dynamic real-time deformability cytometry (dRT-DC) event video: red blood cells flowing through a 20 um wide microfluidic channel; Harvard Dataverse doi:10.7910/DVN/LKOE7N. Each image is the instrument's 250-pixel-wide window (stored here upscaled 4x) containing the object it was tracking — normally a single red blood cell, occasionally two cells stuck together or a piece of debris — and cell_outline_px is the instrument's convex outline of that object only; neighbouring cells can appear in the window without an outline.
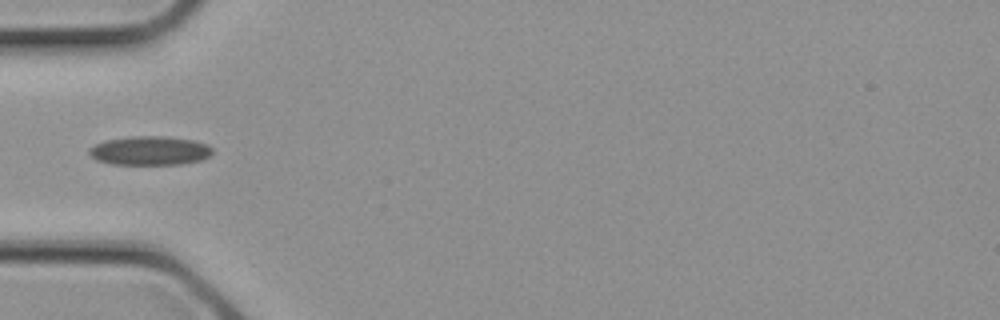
{"species": "common noctule bat (a hibernating species)", "species_latin": "Nyctalus noctula", "temperature_condition": "cold", "stored_images_in_passage": 3, "camera_frame_rate_fps": 3000, "um_per_image_px": 0.085, "animal": {"sex": "female", "body_mass_g": 21.9}, "frame": {"image": 1, "passage_image": 3, "time_ms": 0.667, "image_size_px": [1000, 320], "cell_outline_px": [[212, 152], [204, 160], [180, 164], [112, 164], [96, 160], [88, 152], [88, 148], [104, 140], [132, 136], [164, 136], [192, 140], [208, 144], [212, 148]], "centroid_in_image_um": [12.73, 12.8], "position_along_channel_um": 72.3, "area_um2": 20.87}}